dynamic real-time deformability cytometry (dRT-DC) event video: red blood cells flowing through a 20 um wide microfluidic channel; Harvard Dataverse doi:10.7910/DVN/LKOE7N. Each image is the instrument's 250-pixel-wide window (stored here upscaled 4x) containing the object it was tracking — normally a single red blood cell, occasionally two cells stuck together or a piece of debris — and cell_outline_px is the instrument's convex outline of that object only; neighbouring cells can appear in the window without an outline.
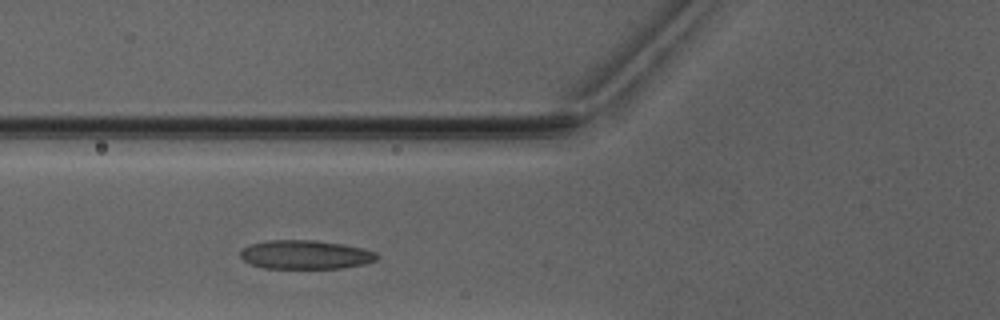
{"species": "Egyptian fruit bat (a non-hibernating species)", "species_latin": "Rousettus aegyptiacus", "temperature_condition": "warm", "stored_images_in_passage": 2, "camera_frame_rate_fps": 3000, "um_per_image_px": 0.085, "animal": {"sex": "male"}, "frame": {"image": 1, "passage_image": 2, "time_ms": 1.0, "image_size_px": [1000, 320], "cell_outline_px": [[380, 256], [376, 260], [364, 264], [340, 268], [264, 268], [252, 264], [244, 260], [240, 256], [240, 252], [244, 248], [252, 244], [268, 240], [316, 240], [344, 244], [364, 248], [376, 252]], "centroid_in_image_um": [26.01, 21.64], "position_along_channel_um": 99.8, "area_um2": 22.95}}